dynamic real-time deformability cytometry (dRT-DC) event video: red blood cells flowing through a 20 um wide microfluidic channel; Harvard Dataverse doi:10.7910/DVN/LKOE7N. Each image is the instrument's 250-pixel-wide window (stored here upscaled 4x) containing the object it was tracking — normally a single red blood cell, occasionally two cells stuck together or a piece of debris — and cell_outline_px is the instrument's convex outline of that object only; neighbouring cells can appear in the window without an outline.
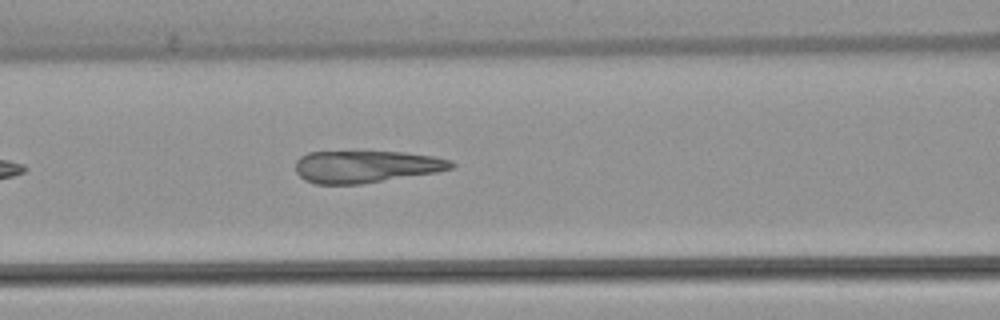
{"species": "common noctule bat (a hibernating species)", "species_latin": "Nyctalus noctula", "temperature_condition": "warm", "stored_images_in_passage": 6, "camera_frame_rate_fps": 3000, "um_per_image_px": 0.085, "animal": {"sex": "female", "body_mass_g": 22.7, "forearm_length_mm": 54.2}, "frame": {"image": 1, "passage_image": 6, "time_ms": 7.0, "image_size_px": [1000, 320], "cell_outline_px": [[456, 164], [452, 168], [436, 172], [360, 184], [316, 184], [304, 180], [296, 172], [296, 160], [300, 156], [308, 152], [404, 152], [432, 156], [452, 160]], "centroid_in_image_um": [31.1, 14.16], "position_along_channel_um": 135.5, "area_um2": 29.07}}